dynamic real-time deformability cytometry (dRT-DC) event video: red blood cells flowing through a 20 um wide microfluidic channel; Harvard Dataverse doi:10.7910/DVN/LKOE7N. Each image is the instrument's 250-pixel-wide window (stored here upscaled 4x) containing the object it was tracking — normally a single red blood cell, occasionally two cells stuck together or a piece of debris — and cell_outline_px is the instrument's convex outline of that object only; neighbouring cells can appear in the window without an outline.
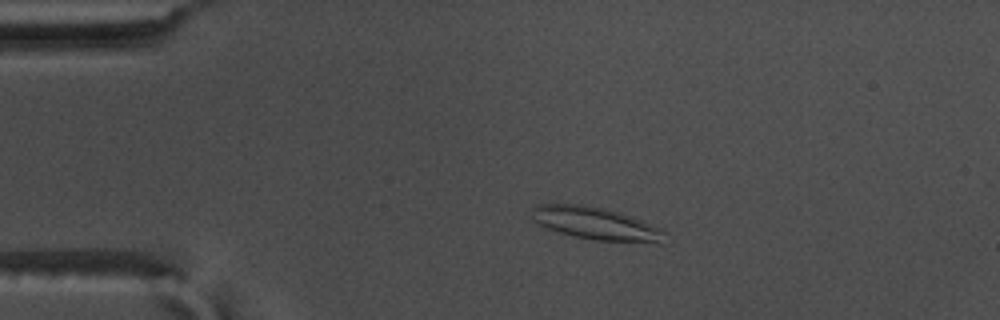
{"species": "common noctule bat (a hibernating species)", "species_latin": "Nyctalus noctula", "temperature_condition": "warm", "stored_images_in_passage": 58, "camera_frame_rate_fps": 3000, "um_per_image_px": 0.085, "animal": {"sex": "male", "body_mass_g": 17.5, "forearm_length_mm": 52.3}, "frame": {"image": 1, "passage_image": 13, "time_ms": 4.0, "image_size_px": [1000, 320], "cell_outline_px": [[668, 232], [664, 244], [660, 244], [592, 240], [560, 232], [548, 228], [532, 220], [532, 208], [536, 204], [584, 204], [604, 208], [632, 216], [660, 228]], "centroid_in_image_um": [50.74, 19.02], "position_along_channel_um": 34.3, "area_um2": 25.66}}
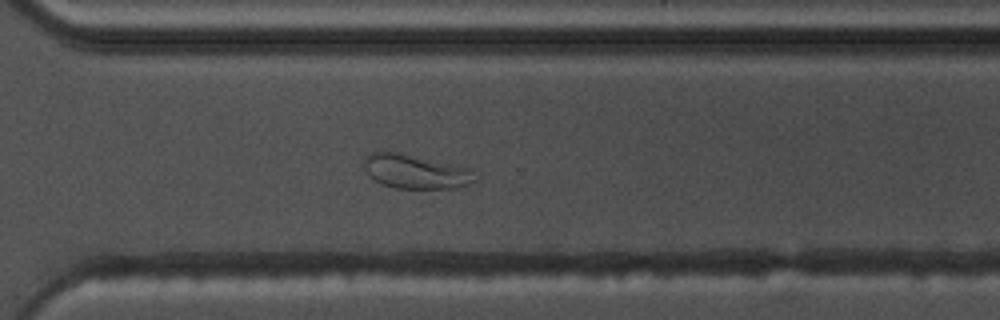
{"frame": {"image": 2, "passage_image": 42, "time_ms": 13.667, "image_size_px": [1000, 320], "cell_outline_px": [[480, 180], [456, 188], [396, 188], [380, 184], [364, 168], [364, 160], [372, 152], [392, 152], [472, 168]], "centroid_in_image_um": [35.41, 14.61], "position_along_channel_um": 335.2, "area_um2": 21.73}}
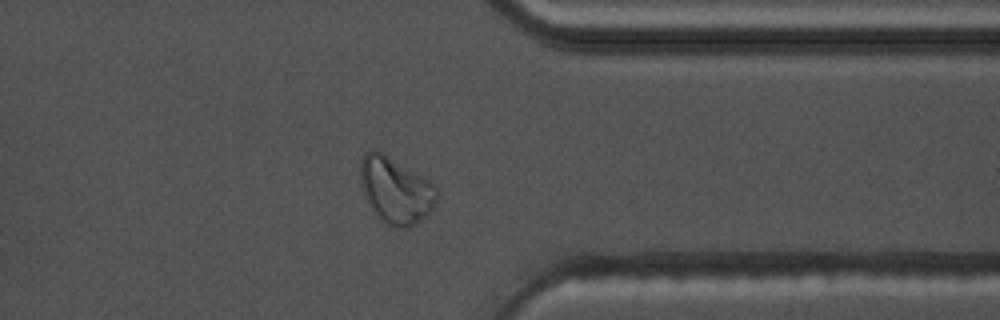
{"frame": {"image": 3, "passage_image": 46, "time_ms": 15.0, "image_size_px": [1000, 320], "cell_outline_px": [[436, 200], [432, 208], [424, 216], [408, 228], [396, 228], [388, 224], [376, 216], [360, 184], [360, 156], [364, 152], [372, 148], [376, 148], [428, 180], [436, 188]], "centroid_in_image_um": [33.57, 16.13], "position_along_channel_um": 377.8, "area_um2": 29.19}, "authors_computed_cell_mechanics": {"area_um2": 24.7095, "velocity_mm_per_s": 3.5909, "shape_relaxation_time_tau1_ms": null, "shape_relaxation_time_tau2_ms": 1.599, "deformation_change_tau1": null, "deformation_change_tau2": 0.0773}}